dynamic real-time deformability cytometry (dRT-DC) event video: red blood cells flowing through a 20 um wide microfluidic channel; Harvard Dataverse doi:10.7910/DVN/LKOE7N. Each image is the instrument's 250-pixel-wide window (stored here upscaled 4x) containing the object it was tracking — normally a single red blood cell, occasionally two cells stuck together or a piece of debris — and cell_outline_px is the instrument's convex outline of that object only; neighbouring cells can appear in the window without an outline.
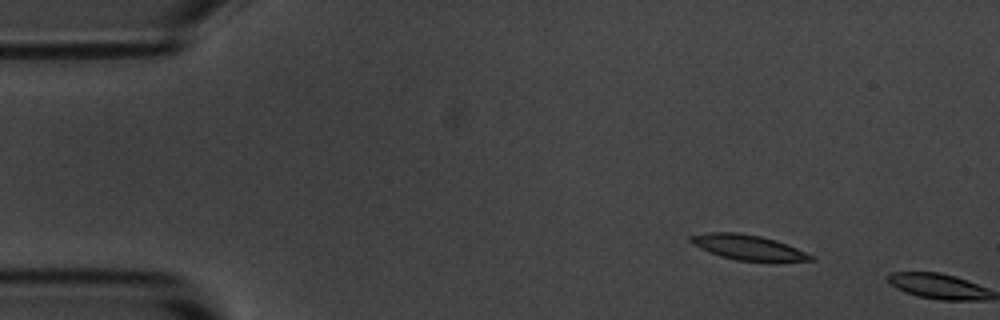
{"species": "common noctule bat (a hibernating species)", "species_latin": "Nyctalus noctula", "temperature_condition": "room temperature", "stored_images_in_passage": 2, "camera_frame_rate_fps": 3000, "um_per_image_px": 0.085, "animal": {"sex": "male", "body_mass_g": 20.1, "forearm_length_mm": 53.5}, "frame": {"image": 1, "passage_image": 1, "time_ms": 0.0, "image_size_px": [1000, 320], "cell_outline_px": [[816, 260], [736, 260], [720, 256], [700, 248], [692, 244], [688, 240], [688, 236], [712, 232], [740, 232], [760, 236], [776, 240], [788, 244], [816, 256]], "centroid_in_image_um": [63.57, 21.0], "position_along_channel_um": 21.4, "area_um2": 17.34}}